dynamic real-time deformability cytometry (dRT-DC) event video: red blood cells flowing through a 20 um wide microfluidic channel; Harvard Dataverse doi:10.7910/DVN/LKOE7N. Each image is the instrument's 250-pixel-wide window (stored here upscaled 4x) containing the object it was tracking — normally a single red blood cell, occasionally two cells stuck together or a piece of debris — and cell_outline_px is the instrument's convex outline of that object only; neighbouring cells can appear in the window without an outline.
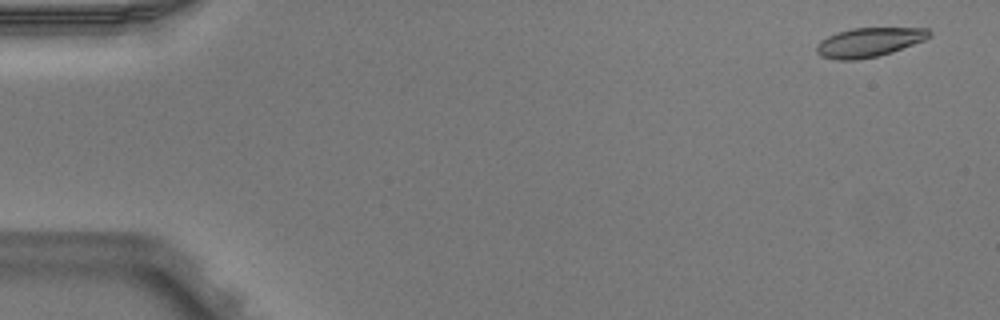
{"species": "Egyptian fruit bat (a non-hibernating species)", "species_latin": "Rousettus aegyptiacus", "temperature_condition": "warm", "stored_images_in_passage": 4, "camera_frame_rate_fps": 3000, "um_per_image_px": 0.085, "animal": {"sex": "male"}, "frame": {"image": 1, "passage_image": 1, "time_ms": 0.0, "image_size_px": [1000, 320], "cell_outline_px": [[932, 36], [924, 40], [892, 52], [876, 56], [856, 60], [836, 60], [820, 56], [816, 52], [816, 44], [820, 40], [836, 32], [852, 28], [928, 28], [932, 32]], "centroid_in_image_um": [73.85, 3.59], "position_along_channel_um": 11.2, "area_um2": 19.31}}